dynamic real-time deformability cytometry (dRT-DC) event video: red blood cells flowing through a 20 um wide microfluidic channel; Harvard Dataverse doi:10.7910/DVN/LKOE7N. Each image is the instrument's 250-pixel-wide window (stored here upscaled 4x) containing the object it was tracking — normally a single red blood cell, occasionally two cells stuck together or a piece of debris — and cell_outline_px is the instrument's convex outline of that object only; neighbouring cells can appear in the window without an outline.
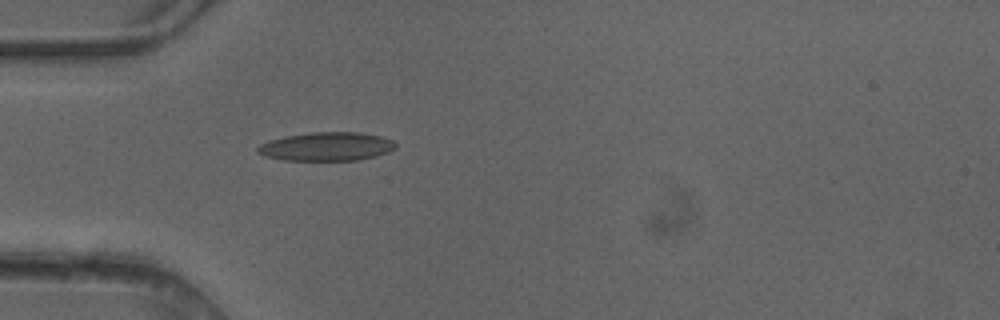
{"species": "common noctule bat (a hibernating species)", "species_latin": "Nyctalus noctula", "temperature_condition": "cold", "stored_images_in_passage": 3, "camera_frame_rate_fps": 3000, "um_per_image_px": 0.085, "animal": {"sex": "female"}, "frame": {"image": 1, "passage_image": 3, "time_ms": 0.667, "image_size_px": [1000, 320], "cell_outline_px": [[396, 148], [388, 152], [376, 156], [360, 160], [284, 160], [264, 156], [256, 152], [256, 148], [260, 144], [284, 136], [312, 132], [360, 132], [380, 136], [392, 140], [396, 144]], "centroid_in_image_um": [27.76, 12.45], "position_along_channel_um": 57.2, "area_um2": 23.06}}